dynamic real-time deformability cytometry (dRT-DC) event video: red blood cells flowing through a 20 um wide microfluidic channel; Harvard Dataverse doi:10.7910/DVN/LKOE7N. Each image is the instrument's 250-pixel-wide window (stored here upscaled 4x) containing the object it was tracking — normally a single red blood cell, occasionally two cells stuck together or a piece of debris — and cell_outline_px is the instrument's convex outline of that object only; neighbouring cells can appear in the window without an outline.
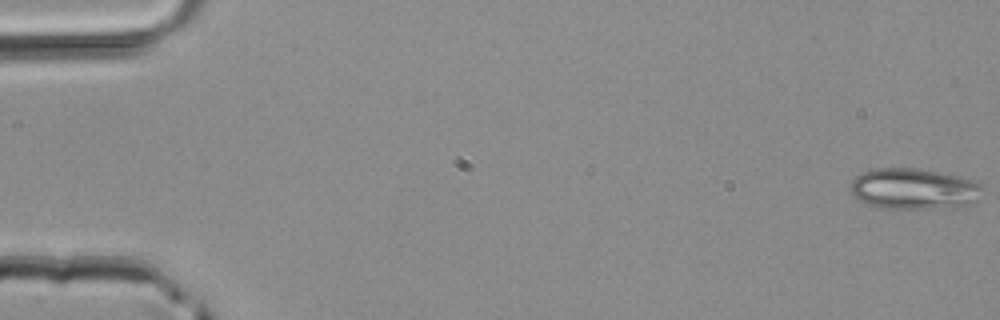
{"species": "common noctule bat (a hibernating species)", "species_latin": "Nyctalus noctula", "temperature_condition": "room temperature", "stored_images_in_passage": 12, "camera_frame_rate_fps": 3000, "um_per_image_px": 0.085, "animal": {"sex": "male", "body_mass_g": 20.4}, "frame": {"image": 1, "passage_image": 1, "time_ms": 0.0, "image_size_px": [1000, 320], "cell_outline_px": [[984, 188], [976, 204], [960, 208], [884, 208], [868, 204], [856, 200], [852, 196], [852, 180], [856, 176], [864, 172], [876, 168], [916, 168], [960, 176], [972, 180], [980, 184]], "centroid_in_image_um": [77.74, 16.07], "position_along_channel_um": 7.3, "area_um2": 31.91}}